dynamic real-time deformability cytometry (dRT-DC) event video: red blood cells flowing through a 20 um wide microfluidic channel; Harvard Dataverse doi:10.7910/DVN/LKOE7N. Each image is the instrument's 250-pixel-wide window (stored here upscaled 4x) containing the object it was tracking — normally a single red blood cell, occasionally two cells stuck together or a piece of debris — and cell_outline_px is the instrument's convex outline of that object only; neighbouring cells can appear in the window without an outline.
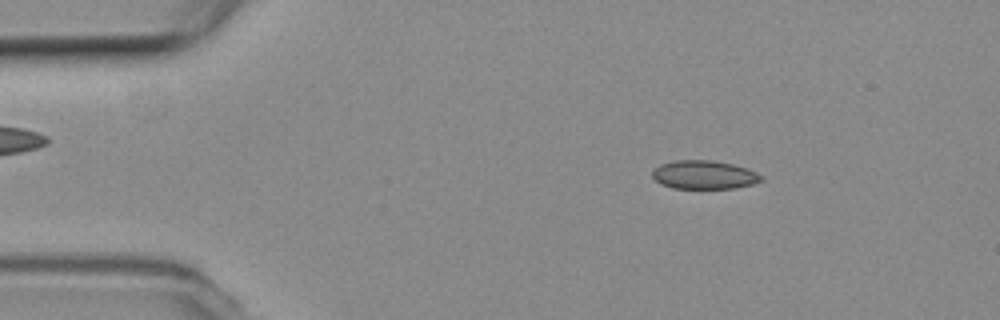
{"species": "common noctule bat (a hibernating species)", "species_latin": "Nyctalus noctula", "temperature_condition": "room temperature", "stored_images_in_passage": 54, "camera_frame_rate_fps": 3000, "um_per_image_px": 0.085, "animal": {"sex": "female", "body_mass_g": 19.3, "forearm_length_mm": 54.1}, "frame": {"image": 1, "passage_image": 8, "time_ms": 2.333, "image_size_px": [1000, 320], "cell_outline_px": [[764, 180], [752, 184], [736, 188], [672, 188], [660, 184], [652, 176], [652, 172], [660, 164], [672, 160], [712, 160], [732, 164], [748, 168], [764, 176]], "centroid_in_image_um": [59.87, 14.85], "position_along_channel_um": 25.1, "area_um2": 18.26}}
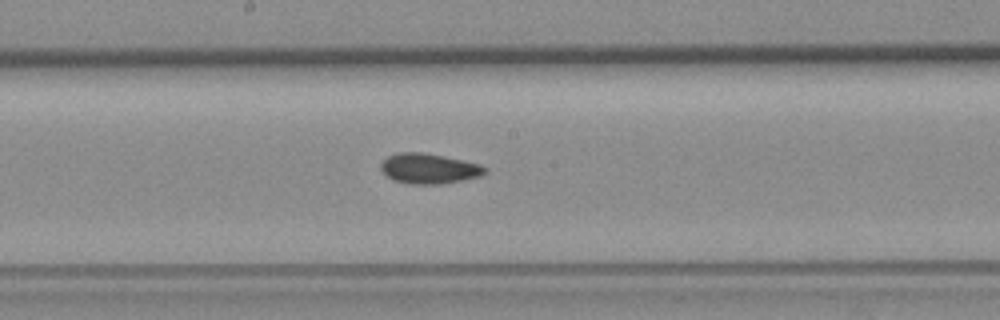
{"frame": {"image": 2, "passage_image": 28, "time_ms": 9.0, "image_size_px": [1000, 320], "cell_outline_px": [[488, 172], [480, 176], [440, 184], [412, 184], [392, 180], [380, 168], [380, 164], [388, 156], [396, 152], [424, 152], [444, 156], [480, 164], [488, 168]], "centroid_in_image_um": [36.47, 14.32], "position_along_channel_um": 211.7, "area_um2": 18.32}}
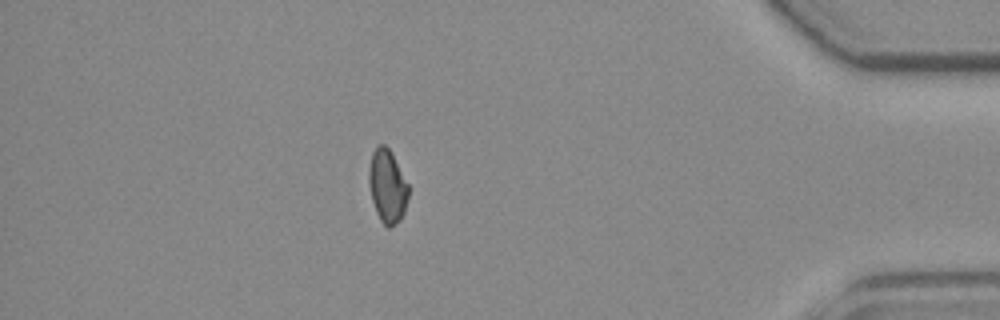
{"frame": {"image": 3, "passage_image": 47, "time_ms": 15.333, "image_size_px": [1000, 320], "cell_outline_px": [[408, 196], [404, 212], [400, 220], [396, 224], [388, 228], [380, 220], [376, 212], [372, 200], [368, 184], [368, 168], [372, 152], [380, 144], [384, 144], [392, 152], [408, 184]], "centroid_in_image_um": [32.91, 15.82], "position_along_channel_um": 402.3, "area_um2": 16.99}, "authors_computed_cell_mechanics": {"area_um2": 17.8891, "velocity_mm_per_s": 3.7569, "shape_relaxation_time_tau1_ms": null, "shape_relaxation_time_tau2_ms": 3.2373, "deformation_change_tau1": null, "deformation_change_tau2": 0.0841}}